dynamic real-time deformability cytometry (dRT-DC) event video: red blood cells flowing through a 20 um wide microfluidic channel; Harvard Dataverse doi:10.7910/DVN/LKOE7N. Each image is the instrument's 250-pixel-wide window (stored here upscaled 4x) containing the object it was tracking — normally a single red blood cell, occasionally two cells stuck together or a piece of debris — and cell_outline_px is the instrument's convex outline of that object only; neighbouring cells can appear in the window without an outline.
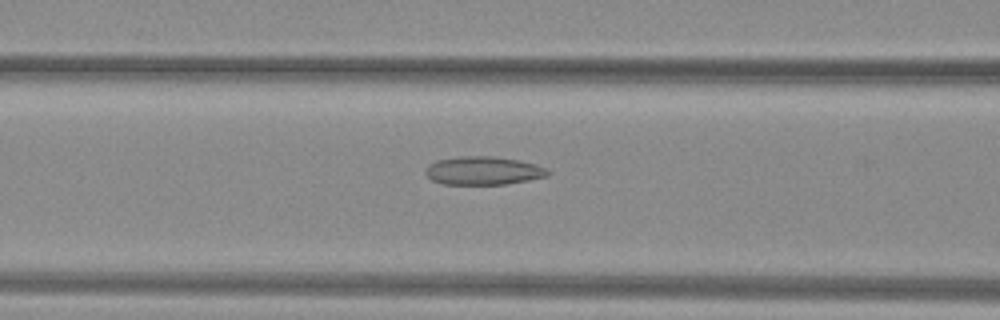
{"species": "common noctule bat (a hibernating species)", "species_latin": "Nyctalus noctula", "temperature_condition": "warm", "stored_images_in_passage": 50, "camera_frame_rate_fps": 3000, "um_per_image_px": 0.085, "animal": {"sex": "female", "body_mass_g": 29.2, "forearm_length_mm": 56.3}, "frame": {"image": 1, "passage_image": 23, "time_ms": 7.333, "image_size_px": [1000, 320], "cell_outline_px": [[552, 172], [548, 176], [528, 180], [504, 184], [444, 184], [432, 180], [424, 172], [428, 164], [436, 160], [460, 156], [496, 156], [520, 160], [536, 164], [548, 168]], "centroid_in_image_um": [41.11, 14.49], "position_along_channel_um": 125.5, "area_um2": 20.4}}
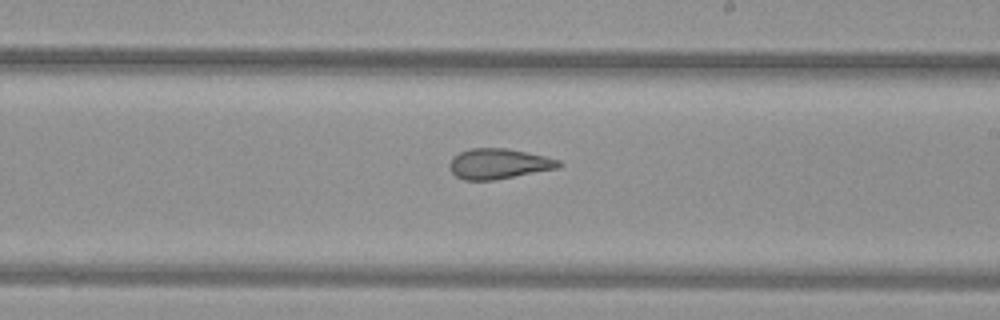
{"frame": {"image": 2, "passage_image": 32, "time_ms": 10.333, "image_size_px": [1000, 320], "cell_outline_px": [[564, 164], [560, 168], [496, 180], [464, 180], [456, 176], [452, 172], [448, 164], [452, 156], [460, 152], [472, 148], [508, 148], [544, 156], [560, 160]], "centroid_in_image_um": [42.41, 13.92], "position_along_channel_um": 246.6, "area_um2": 19.54}}
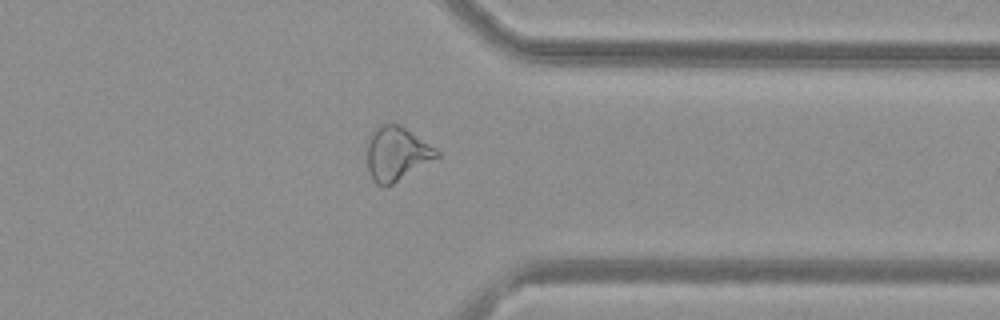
{"frame": {"image": 3, "passage_image": 42, "time_ms": 13.667, "image_size_px": [1000, 320], "cell_outline_px": [[440, 156], [392, 184], [384, 188], [376, 184], [372, 180], [368, 172], [368, 136], [380, 124], [392, 120], [400, 124], [436, 148], [440, 152]], "centroid_in_image_um": [33.7, 13.03], "position_along_channel_um": 377.7, "area_um2": 22.2}, "authors_computed_cell_mechanics": {"area_um2": 22.3108, "velocity_mm_per_s": 4.0339, "shape_relaxation_time_tau1_ms": null, "shape_relaxation_time_tau2_ms": 2.1434, "deformation_change_tau1": null, "deformation_change_tau2": 0.1048}}